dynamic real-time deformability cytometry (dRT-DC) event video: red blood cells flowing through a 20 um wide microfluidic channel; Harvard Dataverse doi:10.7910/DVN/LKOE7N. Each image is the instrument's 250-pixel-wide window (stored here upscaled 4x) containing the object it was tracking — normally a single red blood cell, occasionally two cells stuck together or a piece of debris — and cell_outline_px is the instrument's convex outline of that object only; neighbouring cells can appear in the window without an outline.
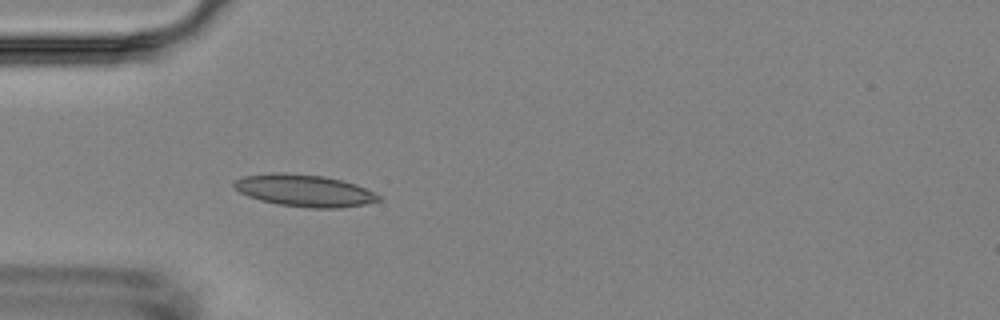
{"species": "Egyptian fruit bat (a non-hibernating species)", "species_latin": "Rousettus aegyptiacus", "temperature_condition": "room temperature", "stored_images_in_passage": 5, "camera_frame_rate_fps": 3000, "um_per_image_px": 0.085, "animal": {"sex": "female"}, "frame": {"image": 1, "passage_image": 5, "time_ms": 4.667, "image_size_px": [1000, 320], "cell_outline_px": [[380, 200], [364, 204], [340, 208], [308, 208], [276, 204], [260, 200], [248, 196], [240, 192], [232, 184], [236, 180], [244, 176], [272, 172], [284, 172], [324, 176], [356, 184], [380, 196]], "centroid_in_image_um": [25.84, 16.2], "position_along_channel_um": 59.2, "area_um2": 26.88}}